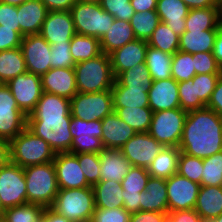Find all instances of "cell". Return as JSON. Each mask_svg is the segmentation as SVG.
<instances>
[{
	"label": "cell",
	"instance_id": "8fae6325",
	"mask_svg": "<svg viewBox=\"0 0 222 222\" xmlns=\"http://www.w3.org/2000/svg\"><path fill=\"white\" fill-rule=\"evenodd\" d=\"M27 127V116L19 109L10 89L0 83V138L11 141Z\"/></svg>",
	"mask_w": 222,
	"mask_h": 222
},
{
	"label": "cell",
	"instance_id": "836d02e7",
	"mask_svg": "<svg viewBox=\"0 0 222 222\" xmlns=\"http://www.w3.org/2000/svg\"><path fill=\"white\" fill-rule=\"evenodd\" d=\"M221 19V7H207L200 9H190L185 18V31L191 30H212L216 29L217 23Z\"/></svg>",
	"mask_w": 222,
	"mask_h": 222
},
{
	"label": "cell",
	"instance_id": "6125c7cd",
	"mask_svg": "<svg viewBox=\"0 0 222 222\" xmlns=\"http://www.w3.org/2000/svg\"><path fill=\"white\" fill-rule=\"evenodd\" d=\"M216 30L217 36L212 54L214 55L217 64L222 68V18L217 23Z\"/></svg>",
	"mask_w": 222,
	"mask_h": 222
},
{
	"label": "cell",
	"instance_id": "681fc988",
	"mask_svg": "<svg viewBox=\"0 0 222 222\" xmlns=\"http://www.w3.org/2000/svg\"><path fill=\"white\" fill-rule=\"evenodd\" d=\"M99 3L101 8L115 19L130 21L135 13L130 0H100Z\"/></svg>",
	"mask_w": 222,
	"mask_h": 222
},
{
	"label": "cell",
	"instance_id": "e575fe53",
	"mask_svg": "<svg viewBox=\"0 0 222 222\" xmlns=\"http://www.w3.org/2000/svg\"><path fill=\"white\" fill-rule=\"evenodd\" d=\"M173 55L148 46L145 63L153 81L171 78Z\"/></svg>",
	"mask_w": 222,
	"mask_h": 222
},
{
	"label": "cell",
	"instance_id": "ffe728a7",
	"mask_svg": "<svg viewBox=\"0 0 222 222\" xmlns=\"http://www.w3.org/2000/svg\"><path fill=\"white\" fill-rule=\"evenodd\" d=\"M42 90L71 99L78 91L74 68H51L41 76Z\"/></svg>",
	"mask_w": 222,
	"mask_h": 222
},
{
	"label": "cell",
	"instance_id": "6da1fadb",
	"mask_svg": "<svg viewBox=\"0 0 222 222\" xmlns=\"http://www.w3.org/2000/svg\"><path fill=\"white\" fill-rule=\"evenodd\" d=\"M70 99L44 92L27 116V128L44 139L55 153L70 152Z\"/></svg>",
	"mask_w": 222,
	"mask_h": 222
},
{
	"label": "cell",
	"instance_id": "4fadbf2b",
	"mask_svg": "<svg viewBox=\"0 0 222 222\" xmlns=\"http://www.w3.org/2000/svg\"><path fill=\"white\" fill-rule=\"evenodd\" d=\"M19 109L30 115L36 108L43 93L41 77L30 72L18 75L6 83Z\"/></svg>",
	"mask_w": 222,
	"mask_h": 222
},
{
	"label": "cell",
	"instance_id": "7bdbcfd3",
	"mask_svg": "<svg viewBox=\"0 0 222 222\" xmlns=\"http://www.w3.org/2000/svg\"><path fill=\"white\" fill-rule=\"evenodd\" d=\"M196 75L194 69L193 54L177 51L173 55L171 64V76L178 83L187 81Z\"/></svg>",
	"mask_w": 222,
	"mask_h": 222
},
{
	"label": "cell",
	"instance_id": "9a60e30c",
	"mask_svg": "<svg viewBox=\"0 0 222 222\" xmlns=\"http://www.w3.org/2000/svg\"><path fill=\"white\" fill-rule=\"evenodd\" d=\"M163 148L148 132H143L130 138L121 148V152L132 166L147 169Z\"/></svg>",
	"mask_w": 222,
	"mask_h": 222
},
{
	"label": "cell",
	"instance_id": "7a4b0ae2",
	"mask_svg": "<svg viewBox=\"0 0 222 222\" xmlns=\"http://www.w3.org/2000/svg\"><path fill=\"white\" fill-rule=\"evenodd\" d=\"M178 148L202 159L222 151V117L207 107L189 111Z\"/></svg>",
	"mask_w": 222,
	"mask_h": 222
},
{
	"label": "cell",
	"instance_id": "30bf717a",
	"mask_svg": "<svg viewBox=\"0 0 222 222\" xmlns=\"http://www.w3.org/2000/svg\"><path fill=\"white\" fill-rule=\"evenodd\" d=\"M69 128L72 136L70 153H99L105 148L101 139V120L87 121L72 117Z\"/></svg>",
	"mask_w": 222,
	"mask_h": 222
},
{
	"label": "cell",
	"instance_id": "1f68e13d",
	"mask_svg": "<svg viewBox=\"0 0 222 222\" xmlns=\"http://www.w3.org/2000/svg\"><path fill=\"white\" fill-rule=\"evenodd\" d=\"M148 91L149 88H127L115 79L111 88L113 107H149Z\"/></svg>",
	"mask_w": 222,
	"mask_h": 222
},
{
	"label": "cell",
	"instance_id": "7dc6e473",
	"mask_svg": "<svg viewBox=\"0 0 222 222\" xmlns=\"http://www.w3.org/2000/svg\"><path fill=\"white\" fill-rule=\"evenodd\" d=\"M78 158L83 174L90 186H94L100 180V157L98 153L75 154Z\"/></svg>",
	"mask_w": 222,
	"mask_h": 222
},
{
	"label": "cell",
	"instance_id": "603a6c76",
	"mask_svg": "<svg viewBox=\"0 0 222 222\" xmlns=\"http://www.w3.org/2000/svg\"><path fill=\"white\" fill-rule=\"evenodd\" d=\"M98 154L100 157L99 181L115 180L122 182L132 165L125 158L121 149L104 148Z\"/></svg>",
	"mask_w": 222,
	"mask_h": 222
},
{
	"label": "cell",
	"instance_id": "d6986e66",
	"mask_svg": "<svg viewBox=\"0 0 222 222\" xmlns=\"http://www.w3.org/2000/svg\"><path fill=\"white\" fill-rule=\"evenodd\" d=\"M147 41L135 39L109 54L114 78L136 64L145 63Z\"/></svg>",
	"mask_w": 222,
	"mask_h": 222
},
{
	"label": "cell",
	"instance_id": "4316f807",
	"mask_svg": "<svg viewBox=\"0 0 222 222\" xmlns=\"http://www.w3.org/2000/svg\"><path fill=\"white\" fill-rule=\"evenodd\" d=\"M194 210L203 220L222 214V186L201 185Z\"/></svg>",
	"mask_w": 222,
	"mask_h": 222
},
{
	"label": "cell",
	"instance_id": "5bb4252c",
	"mask_svg": "<svg viewBox=\"0 0 222 222\" xmlns=\"http://www.w3.org/2000/svg\"><path fill=\"white\" fill-rule=\"evenodd\" d=\"M200 187L178 173L166 179L168 212L194 209Z\"/></svg>",
	"mask_w": 222,
	"mask_h": 222
},
{
	"label": "cell",
	"instance_id": "bcb514c9",
	"mask_svg": "<svg viewBox=\"0 0 222 222\" xmlns=\"http://www.w3.org/2000/svg\"><path fill=\"white\" fill-rule=\"evenodd\" d=\"M150 174L146 168L132 166L123 178L121 185L125 193H140L146 190Z\"/></svg>",
	"mask_w": 222,
	"mask_h": 222
},
{
	"label": "cell",
	"instance_id": "ee69618b",
	"mask_svg": "<svg viewBox=\"0 0 222 222\" xmlns=\"http://www.w3.org/2000/svg\"><path fill=\"white\" fill-rule=\"evenodd\" d=\"M180 108L187 112L206 107V104L196 97L195 83L193 78L178 83Z\"/></svg>",
	"mask_w": 222,
	"mask_h": 222
},
{
	"label": "cell",
	"instance_id": "44dd1931",
	"mask_svg": "<svg viewBox=\"0 0 222 222\" xmlns=\"http://www.w3.org/2000/svg\"><path fill=\"white\" fill-rule=\"evenodd\" d=\"M149 107L154 112L180 108L178 82L172 77L155 80L148 91Z\"/></svg>",
	"mask_w": 222,
	"mask_h": 222
},
{
	"label": "cell",
	"instance_id": "7c38bea8",
	"mask_svg": "<svg viewBox=\"0 0 222 222\" xmlns=\"http://www.w3.org/2000/svg\"><path fill=\"white\" fill-rule=\"evenodd\" d=\"M0 198L5 209L27 203L24 169L11 161L0 168Z\"/></svg>",
	"mask_w": 222,
	"mask_h": 222
},
{
	"label": "cell",
	"instance_id": "f6af8a7d",
	"mask_svg": "<svg viewBox=\"0 0 222 222\" xmlns=\"http://www.w3.org/2000/svg\"><path fill=\"white\" fill-rule=\"evenodd\" d=\"M203 159L181 152L178 160V174L201 185Z\"/></svg>",
	"mask_w": 222,
	"mask_h": 222
},
{
	"label": "cell",
	"instance_id": "d4e9b609",
	"mask_svg": "<svg viewBox=\"0 0 222 222\" xmlns=\"http://www.w3.org/2000/svg\"><path fill=\"white\" fill-rule=\"evenodd\" d=\"M189 7L182 0H157L156 12L175 34L181 36L185 32V18Z\"/></svg>",
	"mask_w": 222,
	"mask_h": 222
},
{
	"label": "cell",
	"instance_id": "7402d4cb",
	"mask_svg": "<svg viewBox=\"0 0 222 222\" xmlns=\"http://www.w3.org/2000/svg\"><path fill=\"white\" fill-rule=\"evenodd\" d=\"M102 143L105 148L121 149L136 131L113 111L102 120Z\"/></svg>",
	"mask_w": 222,
	"mask_h": 222
},
{
	"label": "cell",
	"instance_id": "816d5d0a",
	"mask_svg": "<svg viewBox=\"0 0 222 222\" xmlns=\"http://www.w3.org/2000/svg\"><path fill=\"white\" fill-rule=\"evenodd\" d=\"M194 69L197 74H222V68L217 64L212 53L193 54Z\"/></svg>",
	"mask_w": 222,
	"mask_h": 222
},
{
	"label": "cell",
	"instance_id": "c3c4849f",
	"mask_svg": "<svg viewBox=\"0 0 222 222\" xmlns=\"http://www.w3.org/2000/svg\"><path fill=\"white\" fill-rule=\"evenodd\" d=\"M221 75L222 74H197L193 77L196 97H199L206 105Z\"/></svg>",
	"mask_w": 222,
	"mask_h": 222
},
{
	"label": "cell",
	"instance_id": "ac0fdd59",
	"mask_svg": "<svg viewBox=\"0 0 222 222\" xmlns=\"http://www.w3.org/2000/svg\"><path fill=\"white\" fill-rule=\"evenodd\" d=\"M53 164L59 189L91 187L75 154L70 152L56 153Z\"/></svg>",
	"mask_w": 222,
	"mask_h": 222
},
{
	"label": "cell",
	"instance_id": "8992f818",
	"mask_svg": "<svg viewBox=\"0 0 222 222\" xmlns=\"http://www.w3.org/2000/svg\"><path fill=\"white\" fill-rule=\"evenodd\" d=\"M55 154L44 139L27 127L10 141L11 162L22 168L52 162Z\"/></svg>",
	"mask_w": 222,
	"mask_h": 222
},
{
	"label": "cell",
	"instance_id": "3957f363",
	"mask_svg": "<svg viewBox=\"0 0 222 222\" xmlns=\"http://www.w3.org/2000/svg\"><path fill=\"white\" fill-rule=\"evenodd\" d=\"M23 169L27 203L38 204L44 208L51 207L59 191L53 161Z\"/></svg>",
	"mask_w": 222,
	"mask_h": 222
},
{
	"label": "cell",
	"instance_id": "5b68a950",
	"mask_svg": "<svg viewBox=\"0 0 222 222\" xmlns=\"http://www.w3.org/2000/svg\"><path fill=\"white\" fill-rule=\"evenodd\" d=\"M50 208L71 222L92 220L95 211L93 187L59 189Z\"/></svg>",
	"mask_w": 222,
	"mask_h": 222
},
{
	"label": "cell",
	"instance_id": "d6a6232c",
	"mask_svg": "<svg viewBox=\"0 0 222 222\" xmlns=\"http://www.w3.org/2000/svg\"><path fill=\"white\" fill-rule=\"evenodd\" d=\"M26 72V64L20 47L0 52V83L6 84Z\"/></svg>",
	"mask_w": 222,
	"mask_h": 222
},
{
	"label": "cell",
	"instance_id": "8c879c8a",
	"mask_svg": "<svg viewBox=\"0 0 222 222\" xmlns=\"http://www.w3.org/2000/svg\"><path fill=\"white\" fill-rule=\"evenodd\" d=\"M77 1H80V2H100V0H77Z\"/></svg>",
	"mask_w": 222,
	"mask_h": 222
},
{
	"label": "cell",
	"instance_id": "8d00e7d4",
	"mask_svg": "<svg viewBox=\"0 0 222 222\" xmlns=\"http://www.w3.org/2000/svg\"><path fill=\"white\" fill-rule=\"evenodd\" d=\"M70 50L75 63L92 59L102 53L99 38L77 33L71 39Z\"/></svg>",
	"mask_w": 222,
	"mask_h": 222
},
{
	"label": "cell",
	"instance_id": "2644e50d",
	"mask_svg": "<svg viewBox=\"0 0 222 222\" xmlns=\"http://www.w3.org/2000/svg\"><path fill=\"white\" fill-rule=\"evenodd\" d=\"M4 211H5V208L3 207L2 200L0 198V218L3 216Z\"/></svg>",
	"mask_w": 222,
	"mask_h": 222
},
{
	"label": "cell",
	"instance_id": "11a10c76",
	"mask_svg": "<svg viewBox=\"0 0 222 222\" xmlns=\"http://www.w3.org/2000/svg\"><path fill=\"white\" fill-rule=\"evenodd\" d=\"M22 38L23 37L17 31H14L13 28L0 25V52L20 47Z\"/></svg>",
	"mask_w": 222,
	"mask_h": 222
},
{
	"label": "cell",
	"instance_id": "52a82bcc",
	"mask_svg": "<svg viewBox=\"0 0 222 222\" xmlns=\"http://www.w3.org/2000/svg\"><path fill=\"white\" fill-rule=\"evenodd\" d=\"M77 34L101 39L115 18L103 10L98 2L77 1L70 9Z\"/></svg>",
	"mask_w": 222,
	"mask_h": 222
},
{
	"label": "cell",
	"instance_id": "680465c9",
	"mask_svg": "<svg viewBox=\"0 0 222 222\" xmlns=\"http://www.w3.org/2000/svg\"><path fill=\"white\" fill-rule=\"evenodd\" d=\"M206 107L212 109L222 117V75L219 77L216 87L212 92L211 98Z\"/></svg>",
	"mask_w": 222,
	"mask_h": 222
},
{
	"label": "cell",
	"instance_id": "03108f58",
	"mask_svg": "<svg viewBox=\"0 0 222 222\" xmlns=\"http://www.w3.org/2000/svg\"><path fill=\"white\" fill-rule=\"evenodd\" d=\"M39 222H71V221L65 218L63 215L57 214L49 207L44 209Z\"/></svg>",
	"mask_w": 222,
	"mask_h": 222
},
{
	"label": "cell",
	"instance_id": "f546056e",
	"mask_svg": "<svg viewBox=\"0 0 222 222\" xmlns=\"http://www.w3.org/2000/svg\"><path fill=\"white\" fill-rule=\"evenodd\" d=\"M95 208L114 209L123 208L121 182L115 180L99 181L93 186Z\"/></svg>",
	"mask_w": 222,
	"mask_h": 222
},
{
	"label": "cell",
	"instance_id": "60d3db41",
	"mask_svg": "<svg viewBox=\"0 0 222 222\" xmlns=\"http://www.w3.org/2000/svg\"><path fill=\"white\" fill-rule=\"evenodd\" d=\"M44 209L41 205L26 203L5 209L1 219L4 222H39Z\"/></svg>",
	"mask_w": 222,
	"mask_h": 222
},
{
	"label": "cell",
	"instance_id": "be15d7a7",
	"mask_svg": "<svg viewBox=\"0 0 222 222\" xmlns=\"http://www.w3.org/2000/svg\"><path fill=\"white\" fill-rule=\"evenodd\" d=\"M135 12L156 11L157 0H130Z\"/></svg>",
	"mask_w": 222,
	"mask_h": 222
},
{
	"label": "cell",
	"instance_id": "94428289",
	"mask_svg": "<svg viewBox=\"0 0 222 222\" xmlns=\"http://www.w3.org/2000/svg\"><path fill=\"white\" fill-rule=\"evenodd\" d=\"M48 11H70L77 0H40Z\"/></svg>",
	"mask_w": 222,
	"mask_h": 222
},
{
	"label": "cell",
	"instance_id": "83f0119b",
	"mask_svg": "<svg viewBox=\"0 0 222 222\" xmlns=\"http://www.w3.org/2000/svg\"><path fill=\"white\" fill-rule=\"evenodd\" d=\"M217 30H191L185 31L179 40V51L195 54L209 52L212 53Z\"/></svg>",
	"mask_w": 222,
	"mask_h": 222
},
{
	"label": "cell",
	"instance_id": "89a4df30",
	"mask_svg": "<svg viewBox=\"0 0 222 222\" xmlns=\"http://www.w3.org/2000/svg\"><path fill=\"white\" fill-rule=\"evenodd\" d=\"M203 222H222V214L215 219L203 220Z\"/></svg>",
	"mask_w": 222,
	"mask_h": 222
},
{
	"label": "cell",
	"instance_id": "e0dca14e",
	"mask_svg": "<svg viewBox=\"0 0 222 222\" xmlns=\"http://www.w3.org/2000/svg\"><path fill=\"white\" fill-rule=\"evenodd\" d=\"M39 34L50 45L71 42L76 30L70 11H48Z\"/></svg>",
	"mask_w": 222,
	"mask_h": 222
},
{
	"label": "cell",
	"instance_id": "484cf974",
	"mask_svg": "<svg viewBox=\"0 0 222 222\" xmlns=\"http://www.w3.org/2000/svg\"><path fill=\"white\" fill-rule=\"evenodd\" d=\"M140 196V211L168 213L166 179L150 177Z\"/></svg>",
	"mask_w": 222,
	"mask_h": 222
},
{
	"label": "cell",
	"instance_id": "ba28073f",
	"mask_svg": "<svg viewBox=\"0 0 222 222\" xmlns=\"http://www.w3.org/2000/svg\"><path fill=\"white\" fill-rule=\"evenodd\" d=\"M187 113L181 108L154 112L148 133L164 147H179Z\"/></svg>",
	"mask_w": 222,
	"mask_h": 222
},
{
	"label": "cell",
	"instance_id": "ab89813d",
	"mask_svg": "<svg viewBox=\"0 0 222 222\" xmlns=\"http://www.w3.org/2000/svg\"><path fill=\"white\" fill-rule=\"evenodd\" d=\"M115 79L127 88L136 89L149 88L153 82L146 63L132 66L130 69L121 72Z\"/></svg>",
	"mask_w": 222,
	"mask_h": 222
},
{
	"label": "cell",
	"instance_id": "a7ac6f4b",
	"mask_svg": "<svg viewBox=\"0 0 222 222\" xmlns=\"http://www.w3.org/2000/svg\"><path fill=\"white\" fill-rule=\"evenodd\" d=\"M28 0H0L1 3L8 4V5H14L19 6L23 3H25Z\"/></svg>",
	"mask_w": 222,
	"mask_h": 222
},
{
	"label": "cell",
	"instance_id": "9f6ffc18",
	"mask_svg": "<svg viewBox=\"0 0 222 222\" xmlns=\"http://www.w3.org/2000/svg\"><path fill=\"white\" fill-rule=\"evenodd\" d=\"M167 222H203V219L194 209H190L168 212Z\"/></svg>",
	"mask_w": 222,
	"mask_h": 222
},
{
	"label": "cell",
	"instance_id": "2e32d148",
	"mask_svg": "<svg viewBox=\"0 0 222 222\" xmlns=\"http://www.w3.org/2000/svg\"><path fill=\"white\" fill-rule=\"evenodd\" d=\"M20 48L27 72L41 77L51 69V45L40 34L24 36Z\"/></svg>",
	"mask_w": 222,
	"mask_h": 222
},
{
	"label": "cell",
	"instance_id": "9c48e42d",
	"mask_svg": "<svg viewBox=\"0 0 222 222\" xmlns=\"http://www.w3.org/2000/svg\"><path fill=\"white\" fill-rule=\"evenodd\" d=\"M71 116L82 120H102L114 111L111 90L79 93L70 99Z\"/></svg>",
	"mask_w": 222,
	"mask_h": 222
},
{
	"label": "cell",
	"instance_id": "d590c367",
	"mask_svg": "<svg viewBox=\"0 0 222 222\" xmlns=\"http://www.w3.org/2000/svg\"><path fill=\"white\" fill-rule=\"evenodd\" d=\"M121 120L130 125L136 133L148 132L153 111L150 107H113Z\"/></svg>",
	"mask_w": 222,
	"mask_h": 222
},
{
	"label": "cell",
	"instance_id": "e7e4bbea",
	"mask_svg": "<svg viewBox=\"0 0 222 222\" xmlns=\"http://www.w3.org/2000/svg\"><path fill=\"white\" fill-rule=\"evenodd\" d=\"M189 9H200L207 7H221L217 0H182Z\"/></svg>",
	"mask_w": 222,
	"mask_h": 222
},
{
	"label": "cell",
	"instance_id": "cb8c5ba5",
	"mask_svg": "<svg viewBox=\"0 0 222 222\" xmlns=\"http://www.w3.org/2000/svg\"><path fill=\"white\" fill-rule=\"evenodd\" d=\"M20 35L39 34L48 10L40 0H28L17 6Z\"/></svg>",
	"mask_w": 222,
	"mask_h": 222
},
{
	"label": "cell",
	"instance_id": "b9f144b4",
	"mask_svg": "<svg viewBox=\"0 0 222 222\" xmlns=\"http://www.w3.org/2000/svg\"><path fill=\"white\" fill-rule=\"evenodd\" d=\"M201 185L222 186V151L203 158Z\"/></svg>",
	"mask_w": 222,
	"mask_h": 222
},
{
	"label": "cell",
	"instance_id": "6f0895ef",
	"mask_svg": "<svg viewBox=\"0 0 222 222\" xmlns=\"http://www.w3.org/2000/svg\"><path fill=\"white\" fill-rule=\"evenodd\" d=\"M129 222H167V213L138 211L131 213Z\"/></svg>",
	"mask_w": 222,
	"mask_h": 222
},
{
	"label": "cell",
	"instance_id": "003e7915",
	"mask_svg": "<svg viewBox=\"0 0 222 222\" xmlns=\"http://www.w3.org/2000/svg\"><path fill=\"white\" fill-rule=\"evenodd\" d=\"M11 161L10 142L0 138V168Z\"/></svg>",
	"mask_w": 222,
	"mask_h": 222
},
{
	"label": "cell",
	"instance_id": "277c9868",
	"mask_svg": "<svg viewBox=\"0 0 222 222\" xmlns=\"http://www.w3.org/2000/svg\"><path fill=\"white\" fill-rule=\"evenodd\" d=\"M77 91L79 93L102 92L111 90L114 76L109 55H100L75 64Z\"/></svg>",
	"mask_w": 222,
	"mask_h": 222
},
{
	"label": "cell",
	"instance_id": "f907efd6",
	"mask_svg": "<svg viewBox=\"0 0 222 222\" xmlns=\"http://www.w3.org/2000/svg\"><path fill=\"white\" fill-rule=\"evenodd\" d=\"M51 68H73L75 62L73 61L70 42L51 45Z\"/></svg>",
	"mask_w": 222,
	"mask_h": 222
},
{
	"label": "cell",
	"instance_id": "4dcf8cb0",
	"mask_svg": "<svg viewBox=\"0 0 222 222\" xmlns=\"http://www.w3.org/2000/svg\"><path fill=\"white\" fill-rule=\"evenodd\" d=\"M180 153L178 147H164L147 168L150 177L168 179L176 174Z\"/></svg>",
	"mask_w": 222,
	"mask_h": 222
},
{
	"label": "cell",
	"instance_id": "f1b7e54d",
	"mask_svg": "<svg viewBox=\"0 0 222 222\" xmlns=\"http://www.w3.org/2000/svg\"><path fill=\"white\" fill-rule=\"evenodd\" d=\"M129 21L115 19L108 32L100 39L101 51L107 55L135 40Z\"/></svg>",
	"mask_w": 222,
	"mask_h": 222
},
{
	"label": "cell",
	"instance_id": "db71d44e",
	"mask_svg": "<svg viewBox=\"0 0 222 222\" xmlns=\"http://www.w3.org/2000/svg\"><path fill=\"white\" fill-rule=\"evenodd\" d=\"M17 6L8 5L0 2V25L13 28L20 34Z\"/></svg>",
	"mask_w": 222,
	"mask_h": 222
},
{
	"label": "cell",
	"instance_id": "f5cc1de1",
	"mask_svg": "<svg viewBox=\"0 0 222 222\" xmlns=\"http://www.w3.org/2000/svg\"><path fill=\"white\" fill-rule=\"evenodd\" d=\"M131 213L124 208L101 209L95 208L92 220L94 222H129Z\"/></svg>",
	"mask_w": 222,
	"mask_h": 222
},
{
	"label": "cell",
	"instance_id": "f35d334b",
	"mask_svg": "<svg viewBox=\"0 0 222 222\" xmlns=\"http://www.w3.org/2000/svg\"><path fill=\"white\" fill-rule=\"evenodd\" d=\"M129 22L136 39L148 41L161 20L156 11H145L135 12Z\"/></svg>",
	"mask_w": 222,
	"mask_h": 222
},
{
	"label": "cell",
	"instance_id": "91938a15",
	"mask_svg": "<svg viewBox=\"0 0 222 222\" xmlns=\"http://www.w3.org/2000/svg\"><path fill=\"white\" fill-rule=\"evenodd\" d=\"M123 196V208L129 212L134 213L140 211V193H125V190L122 191Z\"/></svg>",
	"mask_w": 222,
	"mask_h": 222
},
{
	"label": "cell",
	"instance_id": "74e56055",
	"mask_svg": "<svg viewBox=\"0 0 222 222\" xmlns=\"http://www.w3.org/2000/svg\"><path fill=\"white\" fill-rule=\"evenodd\" d=\"M180 36L175 34L164 22H160L147 41L148 46L171 55L179 50Z\"/></svg>",
	"mask_w": 222,
	"mask_h": 222
}]
</instances>
